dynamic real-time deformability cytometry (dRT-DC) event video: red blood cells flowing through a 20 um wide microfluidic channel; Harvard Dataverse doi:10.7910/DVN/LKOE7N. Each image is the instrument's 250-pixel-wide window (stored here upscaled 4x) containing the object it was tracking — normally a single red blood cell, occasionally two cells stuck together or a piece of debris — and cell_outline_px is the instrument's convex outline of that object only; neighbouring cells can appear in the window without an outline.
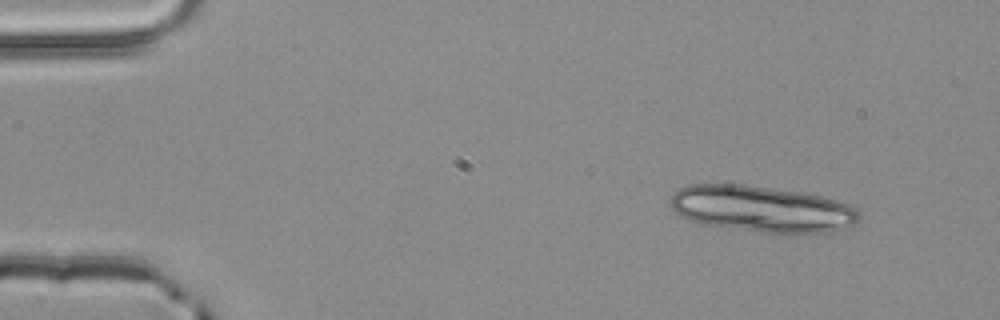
{"species": "common noctule bat (a hibernating species)", "species_latin": "Nyctalus noctula", "temperature_condition": "room temperature", "stored_images_in_passage": 3, "camera_frame_rate_fps": 3000, "um_per_image_px": 0.085, "animal": {"sex": "male", "body_mass_g": 20.4}, "frame": {"image": 1, "passage_image": 1, "time_ms": 0.0, "image_size_px": [1000, 320], "cell_outline_px": [[860, 216], [856, 224], [828, 232], [784, 236], [688, 220], [676, 212], [668, 204], [668, 200], [680, 188], [688, 184], [744, 184], [804, 192], [836, 200], [856, 208]], "centroid_in_image_um": [64.79, 17.77], "position_along_channel_um": 20.2, "area_um2": 51.33}}